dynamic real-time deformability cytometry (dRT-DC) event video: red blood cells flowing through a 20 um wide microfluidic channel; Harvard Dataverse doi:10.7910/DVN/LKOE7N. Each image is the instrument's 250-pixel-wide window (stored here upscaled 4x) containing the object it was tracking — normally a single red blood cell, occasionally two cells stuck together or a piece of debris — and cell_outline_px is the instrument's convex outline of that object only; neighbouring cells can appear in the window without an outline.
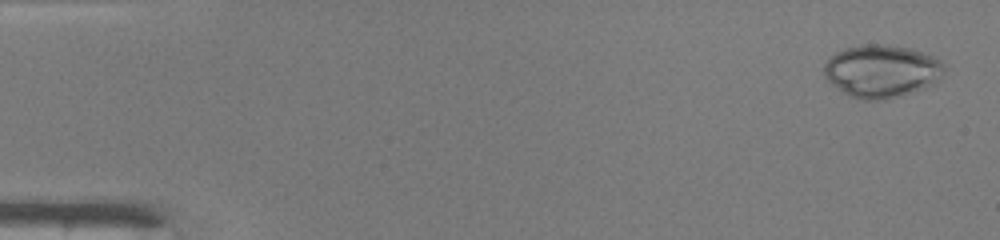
{"species": "common noctule bat (a hibernating species)", "species_latin": "Nyctalus noctula", "temperature_condition": "warm", "stored_images_in_passage": 48, "camera_frame_rate_fps": 3000, "um_per_image_px": 0.085, "animal": {"sex": "male", "body_mass_g": 19.0, "forearm_length_mm": 50.8}, "frame": {"image": 1, "passage_image": 2, "time_ms": 0.333, "image_size_px": [1000, 240], "cell_outline_px": [[948, 68], [944, 76], [932, 84], [924, 88], [900, 96], [884, 100], [860, 100], [848, 96], [832, 84], [824, 76], [824, 64], [836, 52], [844, 48], [868, 44], [876, 44], [912, 48], [932, 56], [940, 60]], "centroid_in_image_um": [74.97, 6.06], "position_along_channel_um": 10.0, "area_um2": 37.17}}
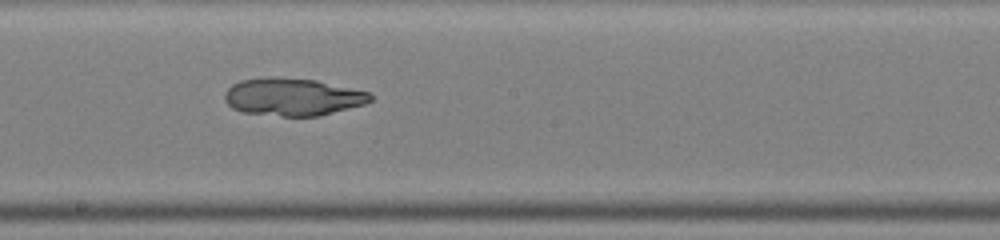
{"frame": {"image": 2, "passage_image": 27, "time_ms": 8.667, "image_size_px": [1000, 240], "cell_outline_px": [[372, 100], [364, 104], [320, 116], [284, 116], [240, 112], [232, 108], [224, 100], [224, 92], [232, 84], [240, 80], [264, 76], [268, 76], [316, 80], [372, 92]], "centroid_in_image_um": [24.86, 8.23], "position_along_channel_um": 223.3, "area_um2": 32.25}}
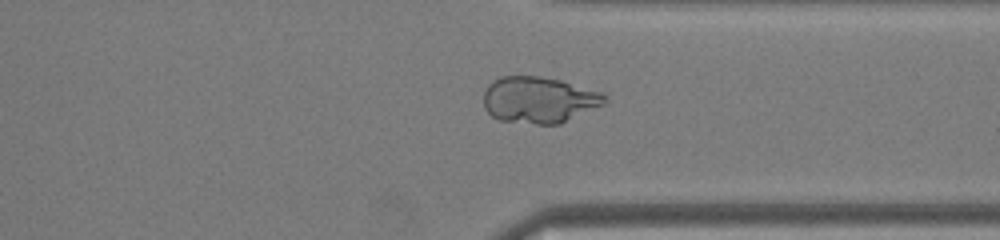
{"frame": {"image": 3, "passage_image": 37, "time_ms": 12.0, "image_size_px": [1000, 240], "cell_outline_px": [[608, 104], [560, 124], [536, 124], [500, 120], [492, 116], [484, 108], [484, 92], [488, 84], [492, 80], [500, 76], [540, 76], [560, 80], [600, 92], [604, 96]], "centroid_in_image_um": [45.82, 8.49], "position_along_channel_um": 365.6, "area_um2": 32.95}}